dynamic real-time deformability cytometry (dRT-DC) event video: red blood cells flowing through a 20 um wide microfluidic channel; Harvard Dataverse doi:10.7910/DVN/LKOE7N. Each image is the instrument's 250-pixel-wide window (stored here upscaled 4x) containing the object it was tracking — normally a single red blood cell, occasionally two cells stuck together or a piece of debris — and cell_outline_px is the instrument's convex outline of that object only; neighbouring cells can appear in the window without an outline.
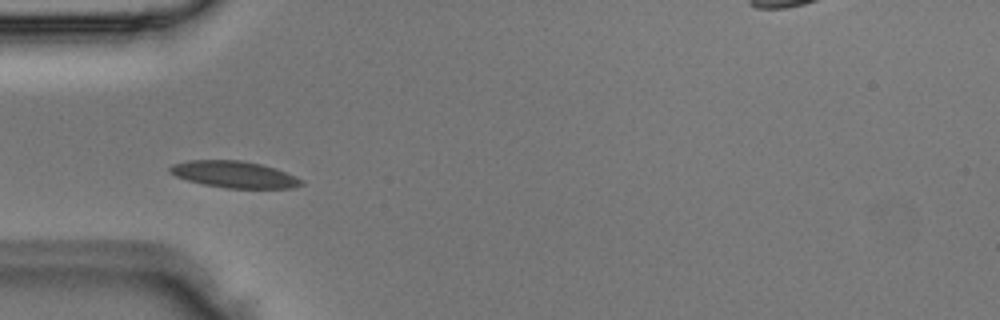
{"species": "Egyptian fruit bat (a non-hibernating species)", "species_latin": "Rousettus aegyptiacus", "temperature_condition": "room temperature", "stored_images_in_passage": 3, "camera_frame_rate_fps": 3000, "um_per_image_px": 0.085, "animal": {"sex": "male"}, "frame": {"image": 1, "passage_image": 3, "time_ms": 0.667, "image_size_px": [1000, 320], "cell_outline_px": [[304, 184], [292, 188], [228, 188], [204, 184], [188, 180], [176, 176], [168, 172], [168, 168], [172, 164], [188, 160], [240, 160], [260, 164], [276, 168], [304, 180]], "centroid_in_image_um": [19.91, 14.82], "position_along_channel_um": 65.1, "area_um2": 20.4}}